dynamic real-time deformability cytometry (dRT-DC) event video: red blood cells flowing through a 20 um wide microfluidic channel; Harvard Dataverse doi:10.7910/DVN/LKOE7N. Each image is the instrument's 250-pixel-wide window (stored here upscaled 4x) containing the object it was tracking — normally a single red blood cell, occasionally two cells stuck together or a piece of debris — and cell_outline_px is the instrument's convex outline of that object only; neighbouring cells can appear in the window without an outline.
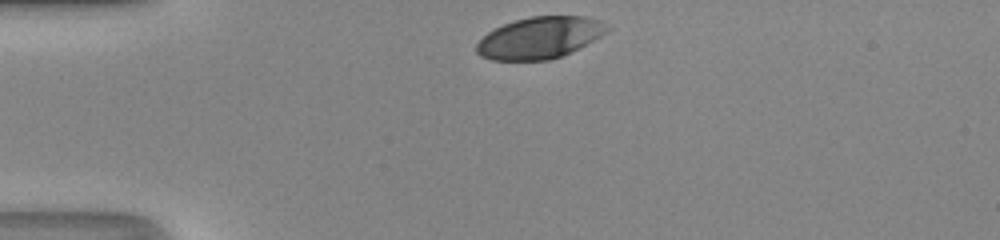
{"species": "human", "species_latin": "Homo sapiens", "temperature_condition": "room temperature", "stored_images_in_passage": 29, "camera_frame_rate_fps": 3000, "um_per_image_px": 0.085, "donor": {"sex": "male"}, "frame": {"image": 1, "passage_image": 1, "time_ms": 0.0, "image_size_px": [1000, 240], "cell_outline_px": [[608, 28], [600, 36], [560, 56], [548, 60], [492, 60], [480, 56], [476, 52], [476, 44], [488, 32], [504, 24], [516, 20], [532, 16], [584, 16], [600, 20]], "centroid_in_image_um": [45.81, 3.2], "position_along_channel_um": 39.2, "area_um2": 31.04}}
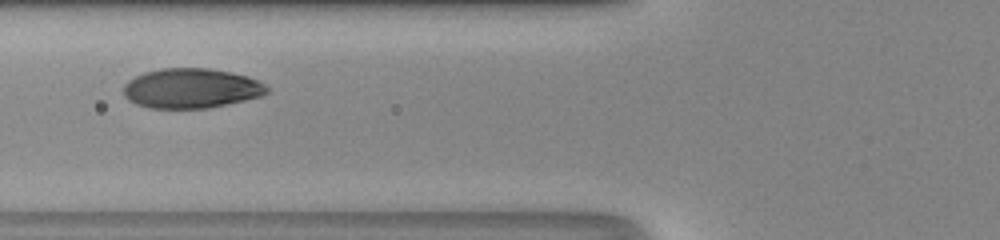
{"frame": {"image": 2, "passage_image": 9, "time_ms": 2.667, "image_size_px": [1000, 240], "cell_outline_px": [[268, 92], [260, 96], [244, 100], [208, 108], [148, 108], [136, 104], [128, 100], [124, 96], [124, 84], [128, 80], [144, 72], [160, 68], [208, 68], [248, 76], [264, 84], [268, 88]], "centroid_in_image_um": [16.21, 7.5], "position_along_channel_um": 109.6, "area_um2": 33.18}}
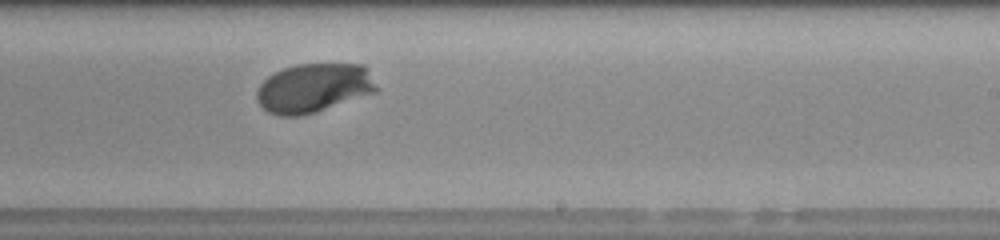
{"frame": {"image": 3, "passage_image": 20, "time_ms": 6.333, "image_size_px": [1000, 240], "cell_outline_px": [[380, 88], [376, 92], [316, 112], [300, 116], [280, 116], [268, 112], [256, 100], [256, 92], [260, 84], [268, 76], [284, 68], [296, 64], [364, 64], [368, 68]], "centroid_in_image_um": [26.7, 7.47], "position_along_channel_um": 262.3, "area_um2": 34.51}, "authors_computed_cell_mechanics": {"area_um2": 33.8708, "velocity_mm_per_s": 4.1852, "shape_relaxation_time_tau1_ms": 2.3184, "shape_relaxation_time_tau2_ms": null, "deformation_change_tau1": 0.1438, "deformation_change_tau2": null}}